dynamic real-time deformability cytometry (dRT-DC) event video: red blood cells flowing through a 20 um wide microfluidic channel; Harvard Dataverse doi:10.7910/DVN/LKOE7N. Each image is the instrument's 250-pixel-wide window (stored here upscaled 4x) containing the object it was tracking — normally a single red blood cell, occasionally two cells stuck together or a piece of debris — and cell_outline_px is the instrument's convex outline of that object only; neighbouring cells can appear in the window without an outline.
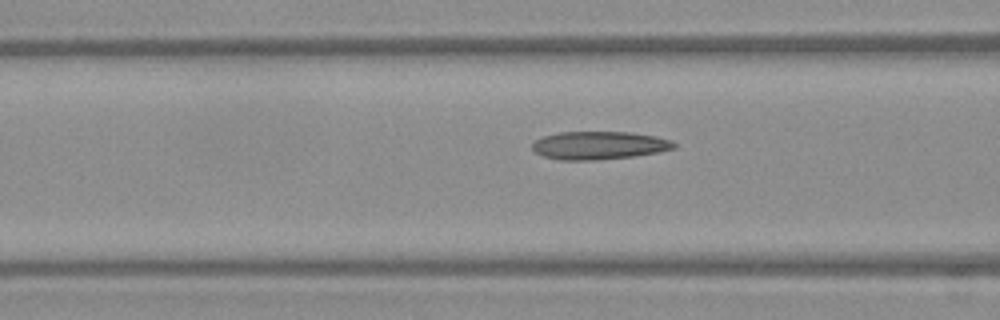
{"species": "Egyptian fruit bat (a non-hibernating species)", "species_latin": "Rousettus aegyptiacus", "temperature_condition": "warm", "stored_images_in_passage": 18, "camera_frame_rate_fps": 3000, "um_per_image_px": 0.085, "frame": {"image": 1, "passage_image": 16, "time_ms": 5.0, "image_size_px": [1000, 320], "cell_outline_px": [[676, 148], [656, 152], [632, 156], [596, 160], [560, 160], [544, 156], [536, 152], [532, 148], [532, 144], [536, 140], [544, 136], [560, 132], [628, 132], [656, 136], [672, 140], [676, 144]], "centroid_in_image_um": [50.93, 12.35], "position_along_channel_um": 115.7, "area_um2": 23.0}}